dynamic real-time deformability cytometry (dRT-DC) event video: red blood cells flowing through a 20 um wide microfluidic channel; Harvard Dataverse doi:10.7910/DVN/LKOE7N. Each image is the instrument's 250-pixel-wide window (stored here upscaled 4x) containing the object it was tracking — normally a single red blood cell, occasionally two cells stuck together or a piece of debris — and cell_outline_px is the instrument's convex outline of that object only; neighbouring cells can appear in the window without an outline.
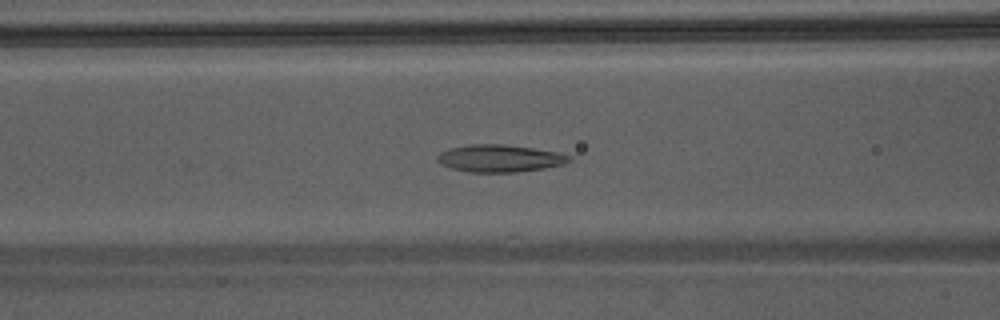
{"species": "Egyptian fruit bat (a non-hibernating species)", "species_latin": "Rousettus aegyptiacus", "temperature_condition": "warm", "stored_images_in_passage": 34, "camera_frame_rate_fps": 3000, "um_per_image_px": 0.085, "animal": {"sex": "male"}, "frame": {"image": 1, "passage_image": 6, "time_ms": 1.667, "image_size_px": [1000, 320], "cell_outline_px": [[572, 160], [564, 164], [544, 168], [516, 172], [468, 172], [452, 168], [440, 164], [436, 160], [436, 156], [440, 152], [448, 148], [468, 144], [500, 144], [532, 148], [560, 152], [572, 156]], "centroid_in_image_um": [42.46, 13.45], "position_along_channel_um": 124.1, "area_um2": 21.15}}
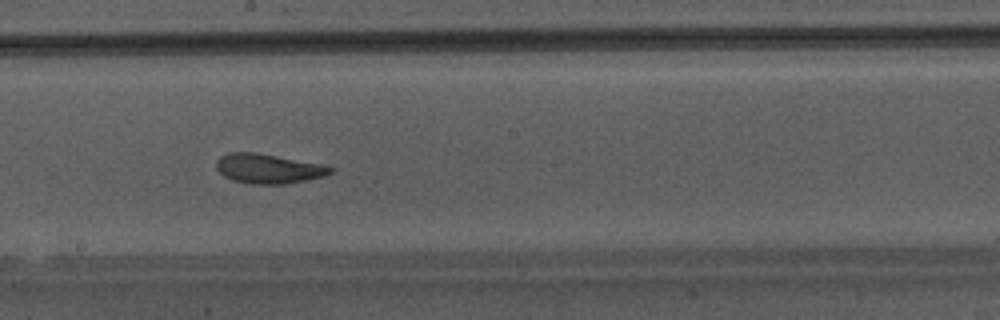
{"frame": {"image": 2, "passage_image": 13, "time_ms": 4.0, "image_size_px": [1000, 320], "cell_outline_px": [[332, 172], [324, 176], [288, 184], [248, 184], [232, 180], [224, 176], [216, 168], [216, 160], [220, 156], [232, 152], [256, 152], [324, 164], [332, 168]], "centroid_in_image_um": [22.8, 14.33], "position_along_channel_um": 225.4, "area_um2": 19.83}}
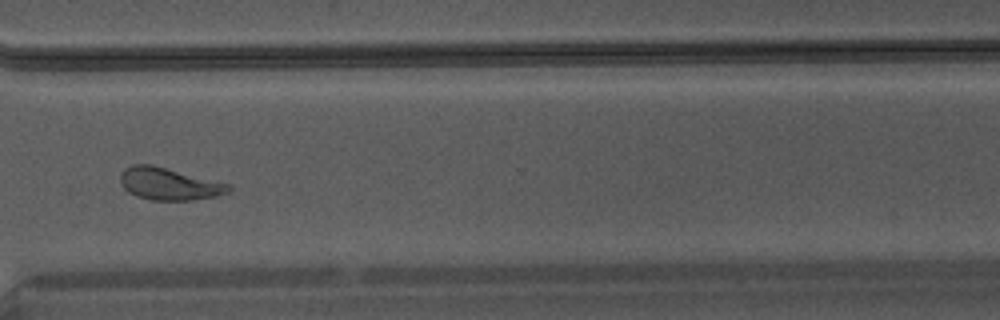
{"frame": {"image": 3, "passage_image": 22, "time_ms": 7.0, "image_size_px": [1000, 320], "cell_outline_px": [[232, 188], [228, 192], [220, 196], [192, 200], [152, 200], [136, 196], [128, 192], [120, 184], [120, 172], [124, 168], [136, 164], [152, 164], [232, 184]], "centroid_in_image_um": [14.39, 15.63], "position_along_channel_um": 356.2, "area_um2": 20.69}}